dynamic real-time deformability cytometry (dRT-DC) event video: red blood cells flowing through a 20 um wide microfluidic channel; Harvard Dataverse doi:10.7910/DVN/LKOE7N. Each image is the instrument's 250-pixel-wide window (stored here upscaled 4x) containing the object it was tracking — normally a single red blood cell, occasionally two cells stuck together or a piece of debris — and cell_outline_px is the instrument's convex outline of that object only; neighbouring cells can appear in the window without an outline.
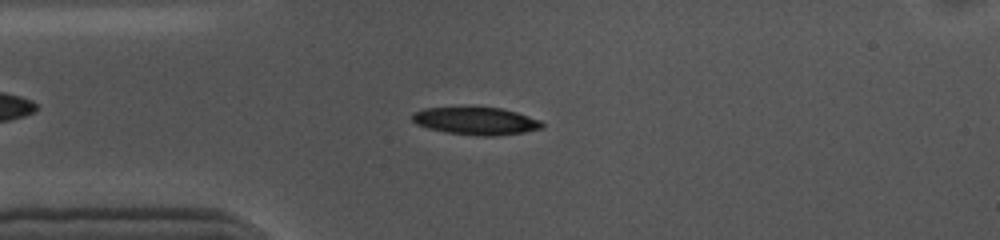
{"species": "common noctule bat (a hibernating species)", "species_latin": "Nyctalus noctula", "temperature_condition": "cold", "stored_images_in_passage": 53, "camera_frame_rate_fps": 3000, "um_per_image_px": 0.085, "animal": {"sex": "female", "body_mass_g": 10.0, "forearm_length_mm": 53.1}, "frame": {"image": 1, "passage_image": 11, "time_ms": 3.333, "image_size_px": [1000, 240], "cell_outline_px": [[544, 128], [524, 132], [496, 136], [476, 136], [444, 132], [428, 128], [416, 124], [412, 120], [412, 112], [424, 108], [500, 108], [516, 112], [540, 120], [544, 124]], "centroid_in_image_um": [40.45, 10.3], "position_along_channel_um": 44.5, "area_um2": 20.81}}
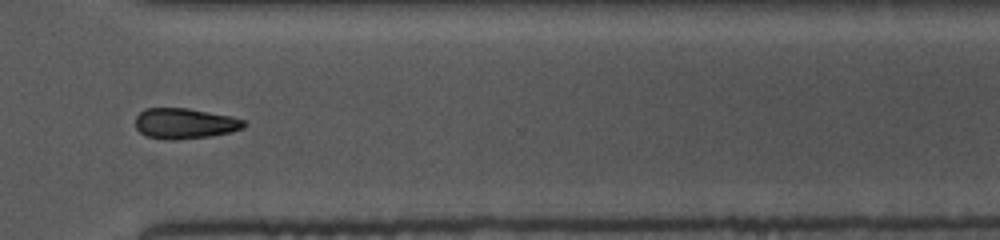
{"frame": {"image": 2, "passage_image": 38, "time_ms": 12.333, "image_size_px": [1000, 240], "cell_outline_px": [[248, 124], [244, 128], [232, 132], [212, 136], [172, 140], [168, 140], [148, 136], [140, 132], [136, 128], [136, 116], [144, 108], [188, 108], [232, 116], [244, 120]], "centroid_in_image_um": [15.75, 10.49], "position_along_channel_um": 354.9, "area_um2": 19.48}}
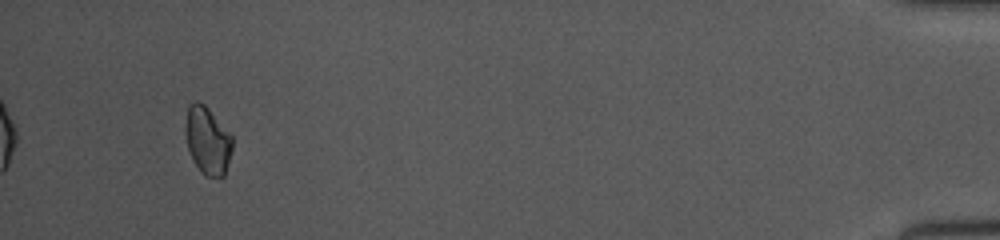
{"frame": {"image": 3, "passage_image": 50, "time_ms": 16.333, "image_size_px": [1000, 240], "cell_outline_px": [[232, 148], [224, 176], [204, 176], [200, 172], [192, 160], [188, 148], [184, 132], [184, 124], [188, 104], [196, 100], [204, 104], [208, 108], [232, 136]], "centroid_in_image_um": [17.6, 11.92], "position_along_channel_um": 417.6, "area_um2": 18.61}, "authors_computed_cell_mechanics": {"area_um2": 20.1722, "velocity_mm_per_s": 3.5724, "shape_relaxation_time_tau1_ms": 5.3798, "shape_relaxation_time_tau2_ms": null, "deformation_change_tau1": 0.1036, "deformation_change_tau2": null}}